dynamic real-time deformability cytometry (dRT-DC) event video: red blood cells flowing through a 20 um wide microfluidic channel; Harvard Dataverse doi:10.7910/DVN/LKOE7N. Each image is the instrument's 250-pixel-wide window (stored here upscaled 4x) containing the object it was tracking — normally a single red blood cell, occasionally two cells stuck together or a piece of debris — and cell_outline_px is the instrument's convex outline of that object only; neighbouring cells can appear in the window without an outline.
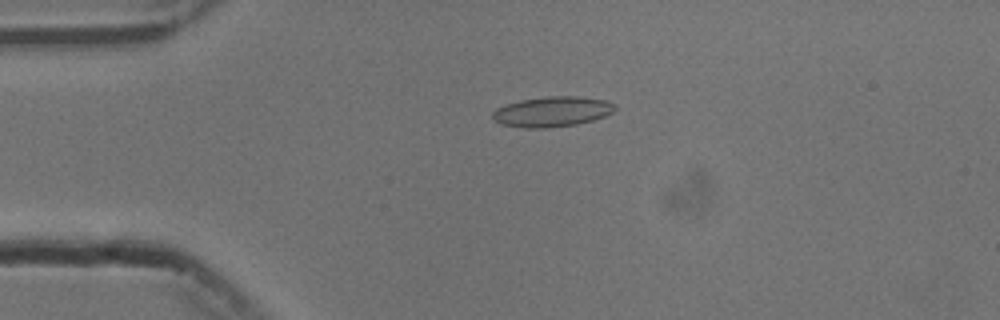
{"species": "common noctule bat (a hibernating species)", "species_latin": "Nyctalus noctula", "temperature_condition": "cold", "stored_images_in_passage": 54, "camera_frame_rate_fps": 3000, "um_per_image_px": 0.085, "animal": {"sex": "male", "body_mass_g": 13.3}, "frame": {"image": 1, "passage_image": 12, "time_ms": 3.667, "image_size_px": [1000, 320], "cell_outline_px": [[616, 108], [612, 112], [604, 116], [592, 120], [576, 124], [548, 128], [524, 128], [500, 124], [492, 116], [492, 112], [496, 108], [520, 100], [548, 96], [576, 96], [604, 100], [616, 104]], "centroid_in_image_um": [46.92, 9.49], "position_along_channel_um": 38.1, "area_um2": 21.44}}
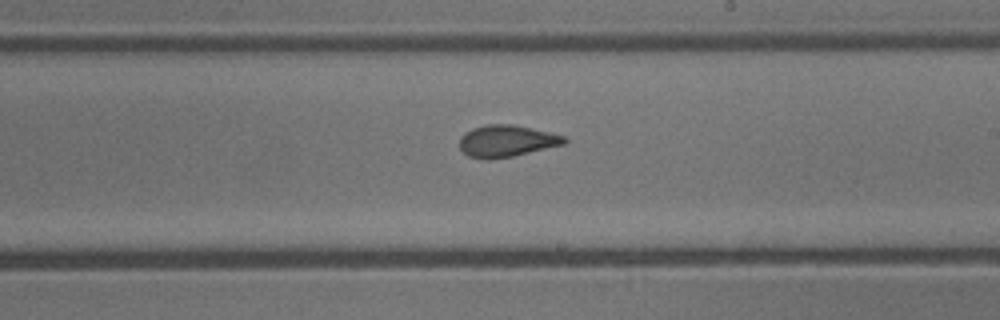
{"frame": {"image": 2, "passage_image": 31, "time_ms": 10.0, "image_size_px": [1000, 320], "cell_outline_px": [[568, 140], [564, 144], [512, 156], [488, 160], [484, 160], [468, 156], [460, 148], [460, 136], [464, 132], [472, 128], [488, 124], [512, 124], [548, 132], [564, 136]], "centroid_in_image_um": [43.01, 11.99], "position_along_channel_um": 246.0, "area_um2": 19.31}}
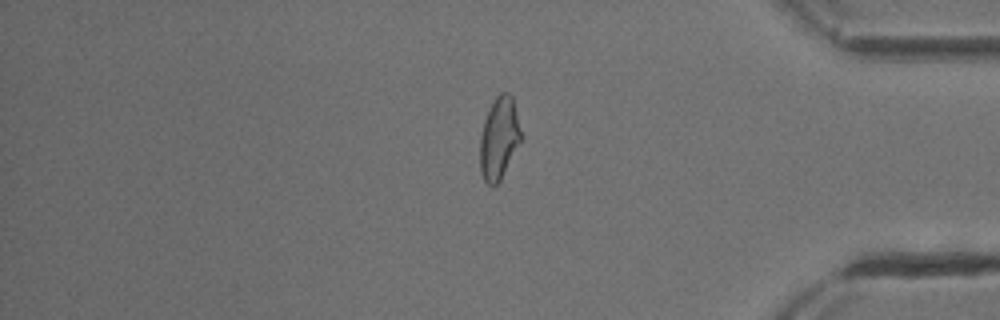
{"frame": {"image": 3, "passage_image": 45, "time_ms": 14.667, "image_size_px": [1000, 320], "cell_outline_px": [[520, 140], [500, 180], [492, 188], [484, 180], [480, 172], [480, 136], [484, 120], [496, 96], [500, 92], [508, 92], [512, 96], [516, 112], [520, 132]], "centroid_in_image_um": [42.38, 11.76], "position_along_channel_um": 392.8, "area_um2": 19.13}, "authors_computed_cell_mechanics": {"area_um2": 19.7098, "velocity_mm_per_s": 3.7469, "shape_relaxation_time_tau1_ms": 5.3846, "shape_relaxation_time_tau2_ms": 1.1658, "deformation_change_tau1": 0.1734, "deformation_change_tau2": 0.0795}}